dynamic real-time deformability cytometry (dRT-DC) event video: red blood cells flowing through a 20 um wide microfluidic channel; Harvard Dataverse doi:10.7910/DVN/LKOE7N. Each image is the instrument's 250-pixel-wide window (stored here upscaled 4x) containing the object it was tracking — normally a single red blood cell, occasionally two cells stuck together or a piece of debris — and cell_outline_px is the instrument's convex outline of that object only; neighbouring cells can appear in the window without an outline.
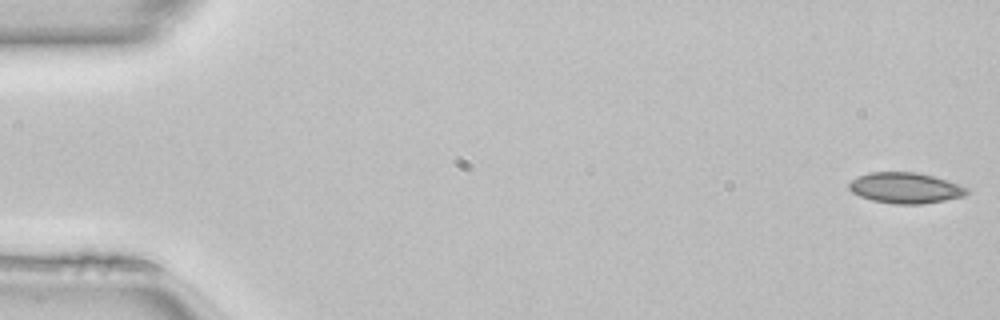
{"species": "common noctule bat (a hibernating species)", "species_latin": "Nyctalus noctula", "temperature_condition": "room temperature", "stored_images_in_passage": 49, "camera_frame_rate_fps": 3000, "um_per_image_px": 0.085, "animal": {"sex": "female", "body_mass_g": 22.7, "forearm_length_mm": 54.2}, "frame": {"image": 1, "passage_image": 1, "time_ms": 0.0, "image_size_px": [1000, 320], "cell_outline_px": [[972, 192], [964, 196], [944, 200], [920, 204], [892, 204], [872, 200], [860, 196], [852, 192], [848, 188], [848, 184], [852, 180], [868, 172], [916, 172], [932, 176], [968, 188]], "centroid_in_image_um": [76.94, 15.98], "position_along_channel_um": 8.1, "area_um2": 20.98}}
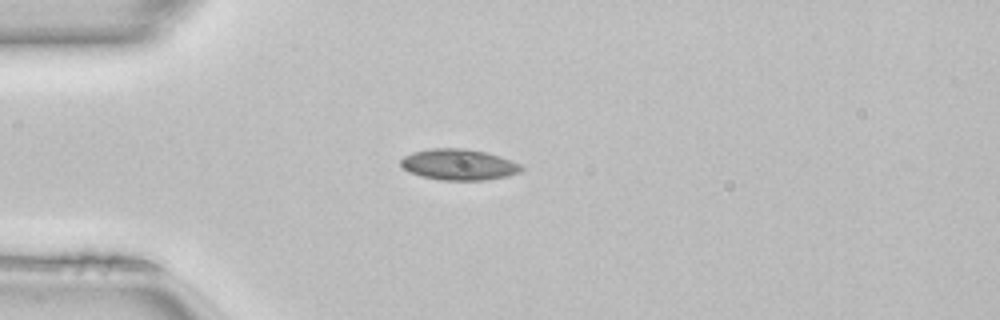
{"frame": {"image": 2, "passage_image": 13, "time_ms": 4.0, "image_size_px": [1000, 320], "cell_outline_px": [[524, 168], [520, 172], [504, 176], [484, 180], [440, 180], [420, 176], [408, 172], [400, 164], [400, 160], [404, 156], [412, 152], [432, 148], [468, 148], [500, 156], [512, 160], [520, 164]], "centroid_in_image_um": [38.97, 13.98], "position_along_channel_um": 46.0, "area_um2": 21.85}}
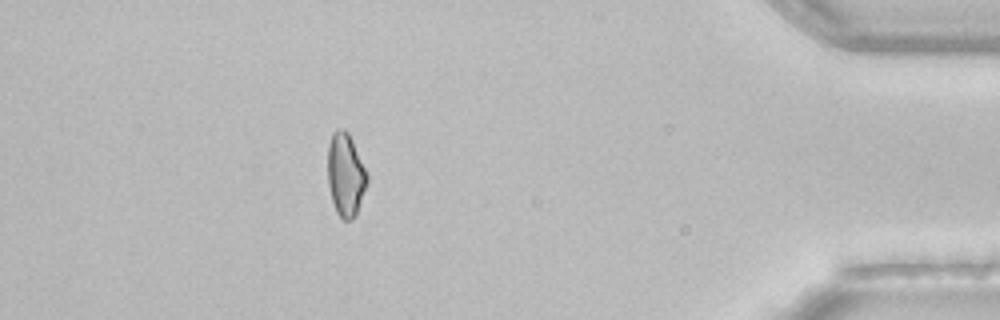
{"frame": {"image": 3, "passage_image": 44, "time_ms": 14.333, "image_size_px": [1000, 320], "cell_outline_px": [[368, 180], [356, 216], [352, 220], [344, 220], [336, 212], [332, 200], [328, 184], [328, 144], [332, 132], [336, 128], [344, 128], [348, 132], [368, 172]], "centroid_in_image_um": [29.38, 14.83], "position_along_channel_um": 405.8, "area_um2": 19.31}, "authors_computed_cell_mechanics": {"area_um2": 20.2878, "velocity_mm_per_s": 4.1473, "shape_relaxation_time_tau1_ms": null, "shape_relaxation_time_tau2_ms": 4.9579, "deformation_change_tau1": null, "deformation_change_tau2": 0.0967}}